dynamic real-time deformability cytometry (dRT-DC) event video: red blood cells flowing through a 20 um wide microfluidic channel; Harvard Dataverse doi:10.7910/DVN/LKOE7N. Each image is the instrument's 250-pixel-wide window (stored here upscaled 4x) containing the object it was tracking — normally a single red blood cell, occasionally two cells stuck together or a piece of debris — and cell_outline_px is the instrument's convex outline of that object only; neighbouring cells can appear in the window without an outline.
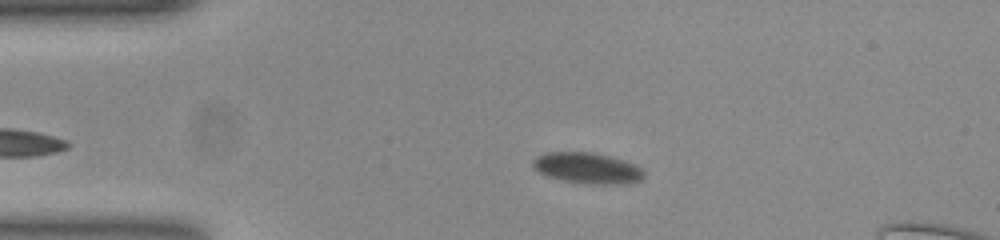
{"species": "common noctule bat (a hibernating species)", "species_latin": "Nyctalus noctula", "temperature_condition": "room temperature", "stored_images_in_passage": 58, "camera_frame_rate_fps": 3000, "um_per_image_px": 0.085, "animal": {"sex": "female", "body_mass_g": 23.0, "forearm_length_mm": 53.4}, "frame": {"image": 1, "passage_image": 10, "time_ms": 3.0, "image_size_px": [1000, 240], "cell_outline_px": [[644, 172], [636, 180], [572, 180], [552, 176], [536, 168], [536, 160], [540, 156], [552, 152], [588, 152], [608, 156], [632, 164], [640, 168]], "centroid_in_image_um": [49.88, 14.18], "position_along_channel_um": 35.1, "area_um2": 17.05}}
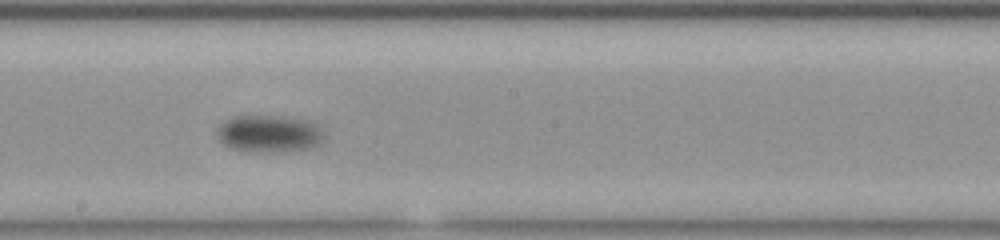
{"frame": {"image": 2, "passage_image": 30, "time_ms": 9.667, "image_size_px": [1000, 240], "cell_outline_px": [[316, 140], [312, 144], [300, 148], [232, 148], [220, 140], [220, 128], [228, 120], [236, 116], [268, 116], [300, 120], [308, 124], [316, 132]], "centroid_in_image_um": [22.66, 11.29], "position_along_channel_um": 225.5, "area_um2": 19.42}}
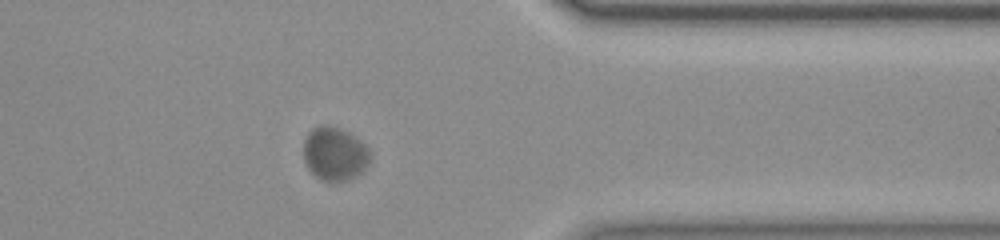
{"frame": {"image": 3, "passage_image": 45, "time_ms": 14.667, "image_size_px": [1000, 240], "cell_outline_px": [[368, 160], [364, 168], [356, 176], [348, 180], [320, 180], [308, 168], [304, 160], [304, 140], [308, 132], [312, 128], [324, 124], [348, 132], [364, 144], [368, 152]], "centroid_in_image_um": [28.39, 13.06], "position_along_channel_um": 383.0, "area_um2": 20.17}, "authors_computed_cell_mechanics": {"area_um2": 19.652, "velocity_mm_per_s": 3.4424, "shape_relaxation_time_tau1_ms": 2.9436, "shape_relaxation_time_tau2_ms": null, "deformation_change_tau1": 0.12, "deformation_change_tau2": null}}